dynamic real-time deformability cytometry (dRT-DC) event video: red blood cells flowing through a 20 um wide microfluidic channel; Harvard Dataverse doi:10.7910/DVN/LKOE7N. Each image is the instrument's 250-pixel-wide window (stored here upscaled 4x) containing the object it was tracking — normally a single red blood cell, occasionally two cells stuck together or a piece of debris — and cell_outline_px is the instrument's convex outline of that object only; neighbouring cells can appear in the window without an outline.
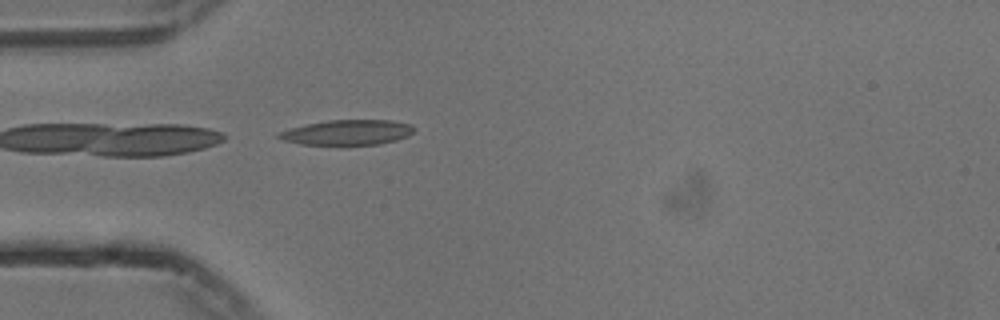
{"species": "common noctule bat (a hibernating species)", "species_latin": "Nyctalus noctula", "temperature_condition": "cold", "stored_images_in_passage": 40, "camera_frame_rate_fps": 3000, "um_per_image_px": 0.085, "animal": {"sex": "male", "body_mass_g": 13.3}, "frame": {"image": 1, "passage_image": 1, "time_ms": 0.0, "image_size_px": [1000, 320], "cell_outline_px": [[416, 128], [408, 136], [396, 140], [380, 144], [300, 144], [284, 140], [276, 136], [276, 132], [308, 124], [328, 120], [392, 120], [412, 124]], "centroid_in_image_um": [29.56, 11.24], "position_along_channel_um": 55.4, "area_um2": 19.65}}
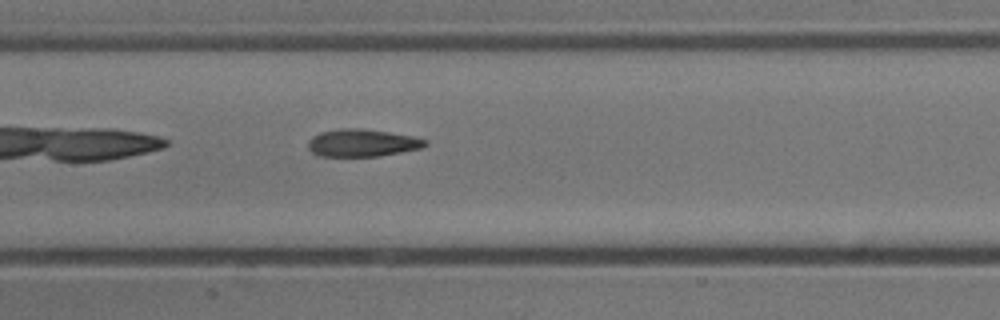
{"frame": {"image": 2, "passage_image": 11, "time_ms": 3.333, "image_size_px": [1000, 320], "cell_outline_px": [[428, 144], [420, 148], [400, 152], [376, 156], [320, 156], [312, 152], [308, 148], [308, 140], [312, 136], [320, 132], [340, 128], [364, 128], [412, 136], [428, 140]], "centroid_in_image_um": [30.76, 12.13], "position_along_channel_um": 176.6, "area_um2": 18.73}}
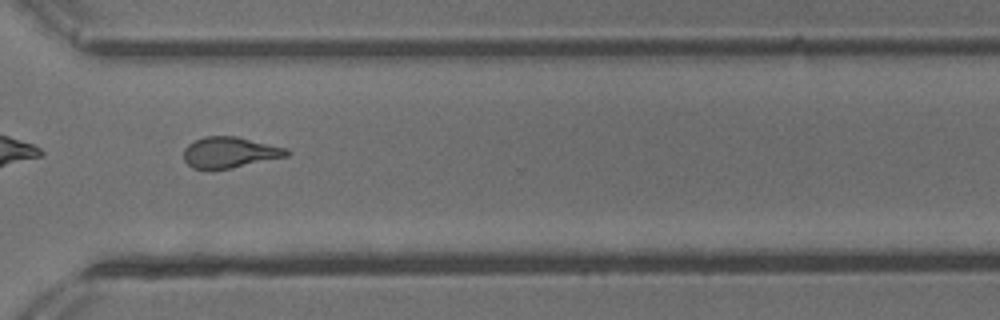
{"frame": {"image": 3, "passage_image": 25, "time_ms": 8.0, "image_size_px": [1000, 320], "cell_outline_px": [[292, 152], [288, 156], [232, 168], [208, 172], [192, 168], [184, 160], [184, 148], [188, 144], [204, 136], [236, 136], [288, 148]], "centroid_in_image_um": [19.52, 12.98], "position_along_channel_um": 351.1, "area_um2": 19.07}, "authors_computed_cell_mechanics": {"area_um2": 18.6694, "velocity_mm_per_s": 3.7542, "shape_relaxation_time_tau1_ms": null, "shape_relaxation_time_tau2_ms": 2.7727, "deformation_change_tau1": null, "deformation_change_tau2": 0.1233}}